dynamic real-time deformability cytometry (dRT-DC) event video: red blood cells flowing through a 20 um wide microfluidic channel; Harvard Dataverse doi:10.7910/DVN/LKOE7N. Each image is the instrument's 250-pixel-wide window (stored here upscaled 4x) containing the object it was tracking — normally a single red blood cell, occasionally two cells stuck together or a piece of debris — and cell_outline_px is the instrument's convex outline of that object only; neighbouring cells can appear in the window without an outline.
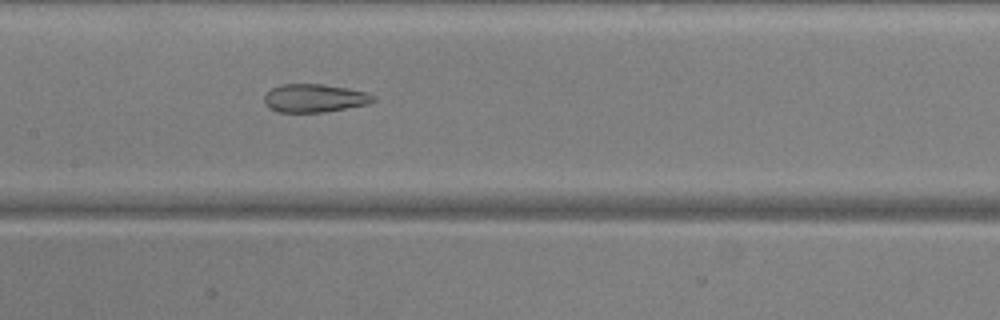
{"species": "common noctule bat (a hibernating species)", "species_latin": "Nyctalus noctula", "temperature_condition": "warm", "stored_images_in_passage": 47, "camera_frame_rate_fps": 3000, "um_per_image_px": 0.085, "animal": {"sex": "male", "body_mass_g": 20.5, "forearm_length_mm": 52.5}, "frame": {"image": 1, "passage_image": 25, "time_ms": 8.0, "image_size_px": [1000, 320], "cell_outline_px": [[376, 100], [368, 104], [324, 112], [276, 112], [268, 108], [264, 100], [264, 96], [272, 88], [280, 84], [324, 84], [348, 88], [364, 92], [376, 96]], "centroid_in_image_um": [26.72, 8.34], "position_along_channel_um": 180.7, "area_um2": 17.98}}
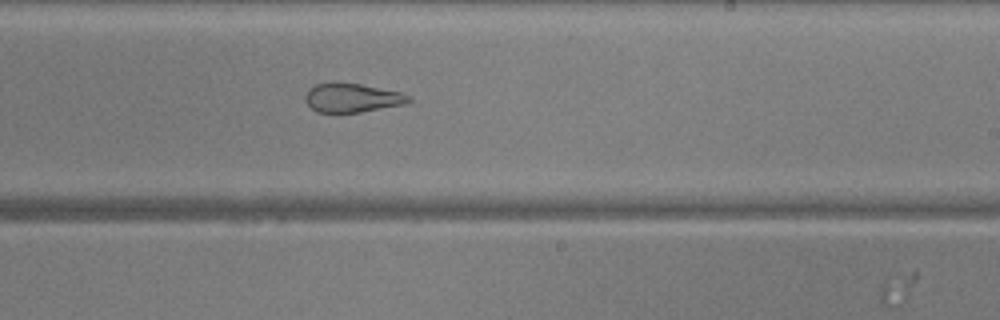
{"frame": {"image": 2, "passage_image": 31, "time_ms": 10.0, "image_size_px": [1000, 320], "cell_outline_px": [[412, 100], [404, 104], [360, 112], [316, 112], [304, 100], [304, 96], [308, 88], [316, 84], [332, 80], [360, 84], [400, 92], [412, 96]], "centroid_in_image_um": [29.88, 8.28], "position_along_channel_um": 259.1, "area_um2": 17.74}}
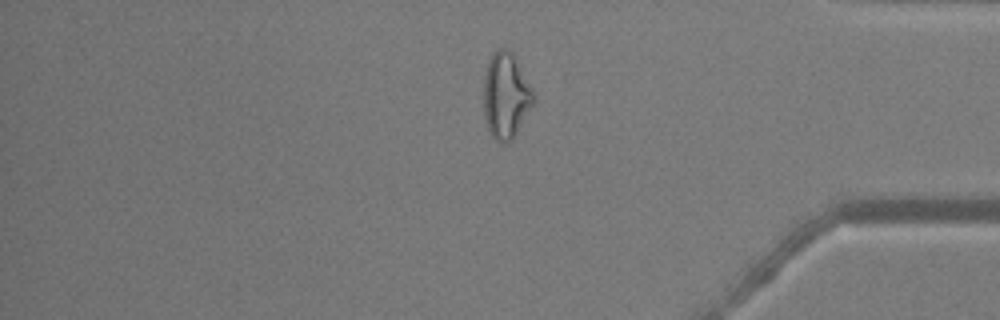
{"frame": {"image": 3, "passage_image": 43, "time_ms": 14.0, "image_size_px": [1000, 320], "cell_outline_px": [[536, 100], [512, 140], [508, 144], [504, 144], [496, 140], [492, 136], [488, 128], [484, 116], [484, 76], [488, 60], [492, 52], [496, 48], [508, 48], [516, 56], [536, 92]], "centroid_in_image_um": [43.03, 8.08], "position_along_channel_um": 392.2, "area_um2": 25.72}}